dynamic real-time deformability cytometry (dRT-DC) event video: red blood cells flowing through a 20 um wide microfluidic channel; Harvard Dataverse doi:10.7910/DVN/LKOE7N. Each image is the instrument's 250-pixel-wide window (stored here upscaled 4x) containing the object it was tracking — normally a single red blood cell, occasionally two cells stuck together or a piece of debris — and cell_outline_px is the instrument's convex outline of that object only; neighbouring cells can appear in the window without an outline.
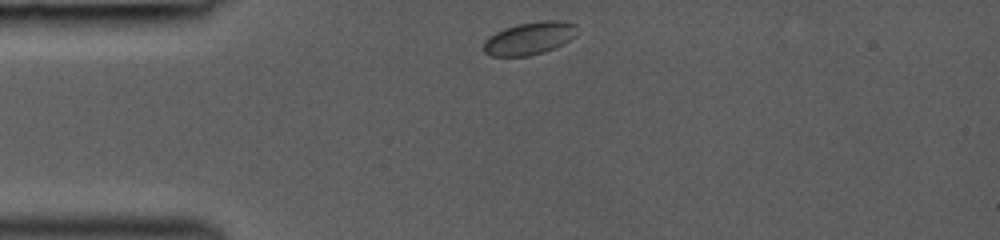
{"species": "common noctule bat (a hibernating species)", "species_latin": "Nyctalus noctula", "temperature_condition": "room temperature", "stored_images_in_passage": 32, "camera_frame_rate_fps": 3000, "um_per_image_px": 0.085, "animal": {"sex": "female", "body_mass_g": 19.0, "forearm_length_mm": 53.3}, "frame": {"image": 1, "passage_image": 1, "time_ms": 0.0, "image_size_px": [1000, 240], "cell_outline_px": [[576, 36], [544, 52], [528, 56], [492, 56], [484, 52], [484, 40], [488, 36], [504, 28], [516, 24], [544, 20], [560, 20], [576, 24]], "centroid_in_image_um": [44.98, 3.24], "position_along_channel_um": 40.0, "area_um2": 17.74}}
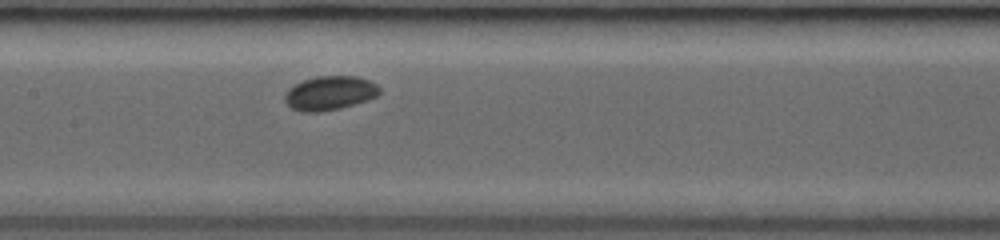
{"frame": {"image": 2, "passage_image": 13, "time_ms": 4.0, "image_size_px": [1000, 240], "cell_outline_px": [[380, 92], [376, 96], [368, 100], [340, 108], [320, 112], [300, 112], [292, 108], [284, 100], [284, 92], [292, 84], [316, 76], [356, 76], [368, 80], [376, 84], [380, 88]], "centroid_in_image_um": [27.99, 7.91], "position_along_channel_um": 179.4, "area_um2": 18.96}}
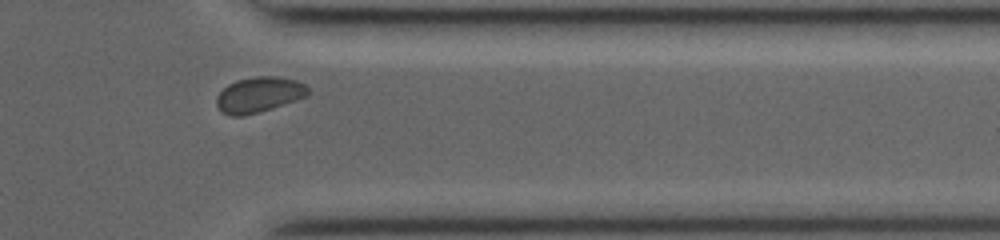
{"frame": {"image": 3, "passage_image": 28, "time_ms": 9.0, "image_size_px": [1000, 240], "cell_outline_px": [[308, 96], [260, 112], [244, 116], [232, 116], [220, 112], [216, 104], [216, 96], [228, 84], [236, 80], [256, 76], [276, 76], [296, 80], [304, 84], [308, 88]], "centroid_in_image_um": [21.99, 8.05], "position_along_channel_um": 389.4, "area_um2": 19.02}}